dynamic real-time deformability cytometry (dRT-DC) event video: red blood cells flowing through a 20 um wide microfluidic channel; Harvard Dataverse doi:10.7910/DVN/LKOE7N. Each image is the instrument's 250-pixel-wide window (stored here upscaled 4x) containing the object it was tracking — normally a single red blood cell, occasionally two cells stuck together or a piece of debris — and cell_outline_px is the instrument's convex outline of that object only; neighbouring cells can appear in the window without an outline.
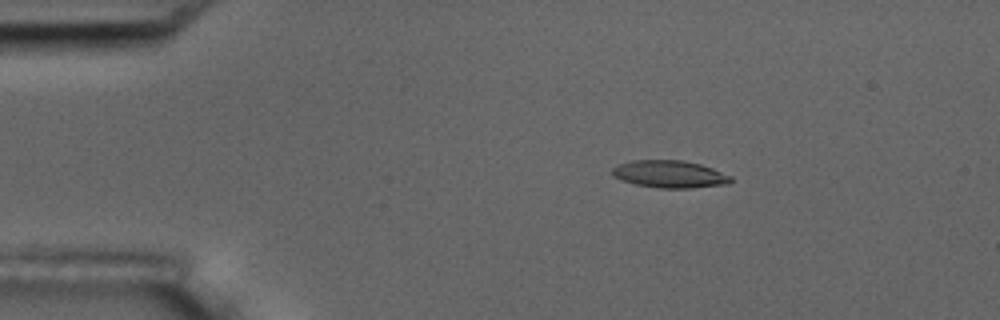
{"species": "common noctule bat (a hibernating species)", "species_latin": "Nyctalus noctula", "temperature_condition": "room temperature", "stored_images_in_passage": 5, "camera_frame_rate_fps": 3000, "um_per_image_px": 0.085, "animal": {"sex": "male", "body_mass_g": 17.5, "forearm_length_mm": 52.3}, "frame": {"image": 1, "passage_image": 3, "time_ms": 2.333, "image_size_px": [1000, 320], "cell_outline_px": [[732, 180], [728, 184], [688, 188], [656, 188], [636, 184], [624, 180], [616, 176], [612, 172], [612, 168], [616, 164], [632, 160], [684, 160], [700, 164], [712, 168], [732, 176]], "centroid_in_image_um": [56.94, 14.79], "position_along_channel_um": 28.1, "area_um2": 18.84}}